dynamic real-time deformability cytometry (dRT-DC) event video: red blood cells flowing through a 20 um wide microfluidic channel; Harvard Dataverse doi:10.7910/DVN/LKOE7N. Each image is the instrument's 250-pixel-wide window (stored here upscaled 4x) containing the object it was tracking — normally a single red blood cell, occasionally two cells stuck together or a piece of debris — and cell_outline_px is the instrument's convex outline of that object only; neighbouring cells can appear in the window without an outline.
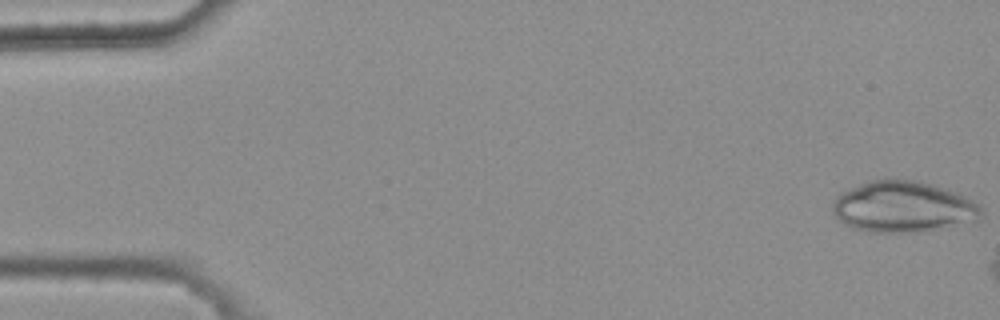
{"species": "common noctule bat (a hibernating species)", "species_latin": "Nyctalus noctula", "temperature_condition": "warm", "stored_images_in_passage": 3, "camera_frame_rate_fps": 3000, "um_per_image_px": 0.085, "animal": {"sex": "female", "body_mass_g": 25.1}, "frame": {"image": 1, "passage_image": 1, "time_ms": 0.0, "image_size_px": [1000, 320], "cell_outline_px": [[984, 212], [980, 220], [912, 232], [868, 232], [852, 228], [836, 220], [832, 212], [832, 200], [840, 192], [860, 184], [884, 176], [888, 176], [912, 180], [928, 184], [964, 196], [980, 204]], "centroid_in_image_um": [76.68, 17.56], "position_along_channel_um": 8.3, "area_um2": 44.51}}